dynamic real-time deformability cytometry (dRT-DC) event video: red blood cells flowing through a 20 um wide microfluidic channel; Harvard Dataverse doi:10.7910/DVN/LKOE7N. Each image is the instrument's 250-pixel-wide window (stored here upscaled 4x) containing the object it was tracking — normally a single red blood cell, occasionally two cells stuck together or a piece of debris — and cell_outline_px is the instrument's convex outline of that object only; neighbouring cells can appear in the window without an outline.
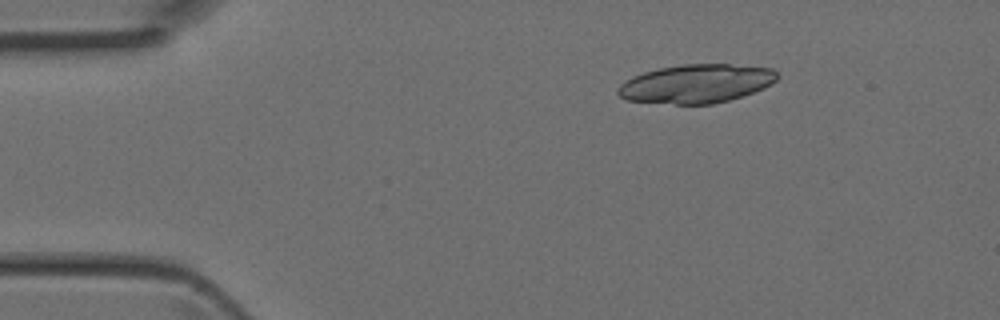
{"species": "Egyptian fruit bat (a non-hibernating species)", "species_latin": "Rousettus aegyptiacus", "temperature_condition": "room temperature", "stored_images_in_passage": 4, "camera_frame_rate_fps": 3000, "um_per_image_px": 0.085, "animal": {"sex": "female"}, "frame": {"image": 1, "passage_image": 2, "time_ms": 0.333, "image_size_px": [1000, 320], "cell_outline_px": [[780, 76], [772, 84], [764, 88], [728, 100], [712, 104], [676, 104], [628, 100], [620, 96], [616, 92], [620, 84], [632, 76], [644, 72], [660, 68], [684, 64], [728, 64], [772, 68]], "centroid_in_image_um": [59.19, 7.1], "position_along_channel_um": 25.8, "area_um2": 35.72}}